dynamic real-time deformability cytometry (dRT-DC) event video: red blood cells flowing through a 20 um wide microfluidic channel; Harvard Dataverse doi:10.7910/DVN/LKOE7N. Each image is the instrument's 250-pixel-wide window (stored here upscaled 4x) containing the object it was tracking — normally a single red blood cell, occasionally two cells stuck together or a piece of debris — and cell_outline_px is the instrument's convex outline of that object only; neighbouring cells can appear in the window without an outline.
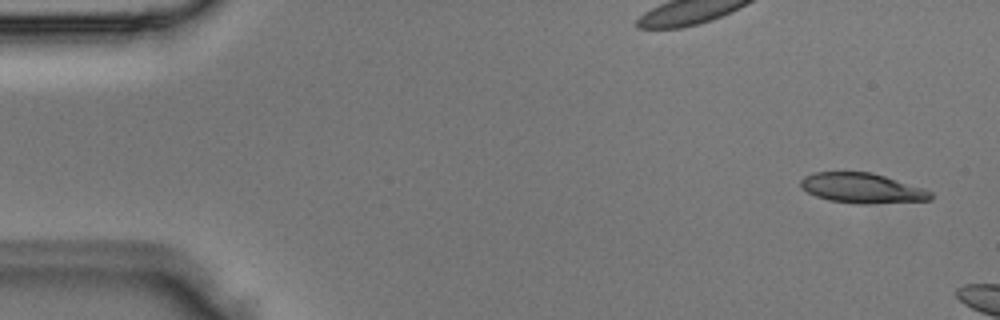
{"species": "Egyptian fruit bat (a non-hibernating species)", "species_latin": "Rousettus aegyptiacus", "temperature_condition": "room temperature", "stored_images_in_passage": 3, "camera_frame_rate_fps": 3000, "um_per_image_px": 0.085, "animal": {"sex": "male"}, "frame": {"image": 1, "passage_image": 1, "time_ms": 0.0, "image_size_px": [1000, 320], "cell_outline_px": [[932, 200], [868, 204], [856, 204], [828, 200], [816, 196], [800, 188], [800, 180], [804, 176], [816, 172], [872, 172], [924, 188], [932, 192]], "centroid_in_image_um": [73.27, 16.0], "position_along_channel_um": 11.7, "area_um2": 22.89}}